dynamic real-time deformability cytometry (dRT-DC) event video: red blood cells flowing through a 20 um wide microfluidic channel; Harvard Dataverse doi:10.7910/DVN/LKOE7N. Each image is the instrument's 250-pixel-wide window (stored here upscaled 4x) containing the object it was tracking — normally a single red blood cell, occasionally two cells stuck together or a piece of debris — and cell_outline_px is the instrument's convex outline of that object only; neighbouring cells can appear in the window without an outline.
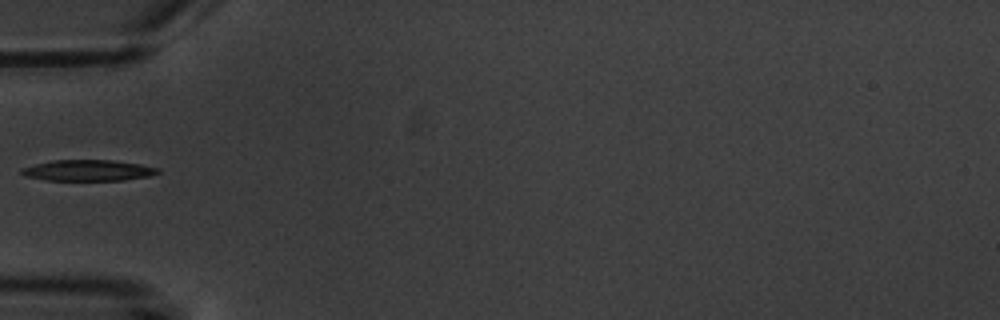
{"species": "common noctule bat (a hibernating species)", "species_latin": "Nyctalus noctula", "temperature_condition": "warm", "stored_images_in_passage": 2, "camera_frame_rate_fps": 3000, "um_per_image_px": 0.085, "animal": {"sex": "male", "body_mass_g": 20.1, "forearm_length_mm": 53.5}, "frame": {"image": 1, "passage_image": 1, "time_ms": 0.0, "image_size_px": [1000, 320], "cell_outline_px": [[160, 172], [148, 176], [124, 180], [48, 180], [24, 176], [20, 172], [20, 168], [52, 160], [112, 160], [140, 164], [160, 168]], "centroid_in_image_um": [7.48, 14.48], "position_along_channel_um": 77.5, "area_um2": 16.65}}